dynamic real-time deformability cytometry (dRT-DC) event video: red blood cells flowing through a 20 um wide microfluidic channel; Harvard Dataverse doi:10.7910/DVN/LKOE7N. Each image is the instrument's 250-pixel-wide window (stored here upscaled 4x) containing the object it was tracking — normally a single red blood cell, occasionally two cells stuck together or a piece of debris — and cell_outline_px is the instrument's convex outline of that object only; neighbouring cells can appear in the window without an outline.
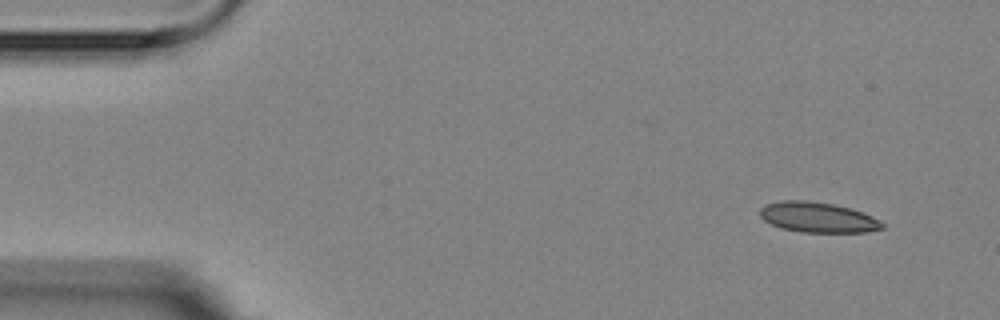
{"species": "Egyptian fruit bat (a non-hibernating species)", "species_latin": "Rousettus aegyptiacus", "temperature_condition": "room temperature", "stored_images_in_passage": 14, "camera_frame_rate_fps": 3000, "um_per_image_px": 0.085, "animal": {"sex": "female"}, "frame": {"image": 1, "passage_image": 1, "time_ms": 0.0, "image_size_px": [1000, 320], "cell_outline_px": [[884, 228], [864, 232], [800, 232], [780, 228], [764, 220], [760, 216], [760, 208], [768, 204], [780, 200], [808, 200], [832, 204], [848, 208], [872, 216], [880, 220], [884, 224]], "centroid_in_image_um": [69.49, 18.47], "position_along_channel_um": 15.5, "area_um2": 21.44}}
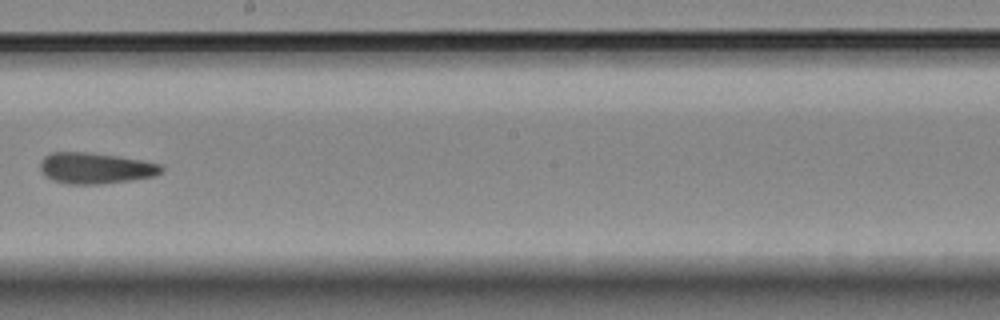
{"frame": {"image": 2, "passage_image": 8, "time_ms": 9.0, "image_size_px": [1000, 320], "cell_outline_px": [[164, 168], [156, 176], [132, 180], [100, 184], [68, 184], [52, 180], [44, 176], [40, 168], [40, 160], [44, 156], [52, 152], [88, 152], [120, 156], [144, 160], [160, 164]], "centroid_in_image_um": [8.11, 14.29], "position_along_channel_um": 240.1, "area_um2": 22.2}}
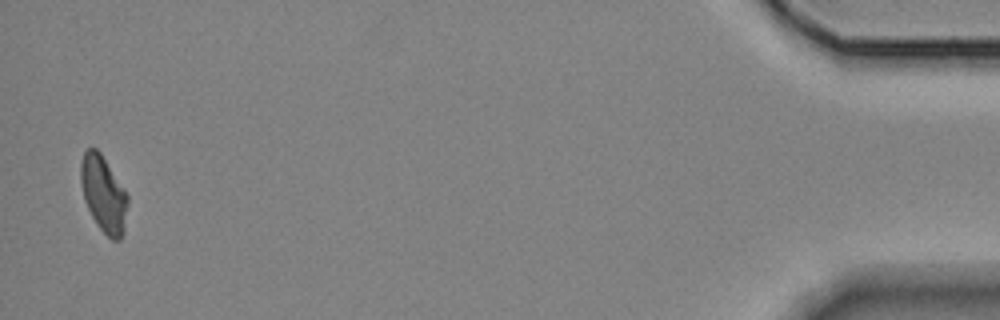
{"frame": {"image": 3, "passage_image": 14, "time_ms": 16.667, "image_size_px": [1000, 320], "cell_outline_px": [[128, 204], [124, 232], [120, 240], [112, 240], [100, 228], [92, 216], [84, 200], [80, 180], [80, 164], [84, 152], [88, 148], [96, 148], [100, 152], [124, 188], [128, 196]], "centroid_in_image_um": [8.8, 16.49], "position_along_channel_um": 426.4, "area_um2": 20.81}}